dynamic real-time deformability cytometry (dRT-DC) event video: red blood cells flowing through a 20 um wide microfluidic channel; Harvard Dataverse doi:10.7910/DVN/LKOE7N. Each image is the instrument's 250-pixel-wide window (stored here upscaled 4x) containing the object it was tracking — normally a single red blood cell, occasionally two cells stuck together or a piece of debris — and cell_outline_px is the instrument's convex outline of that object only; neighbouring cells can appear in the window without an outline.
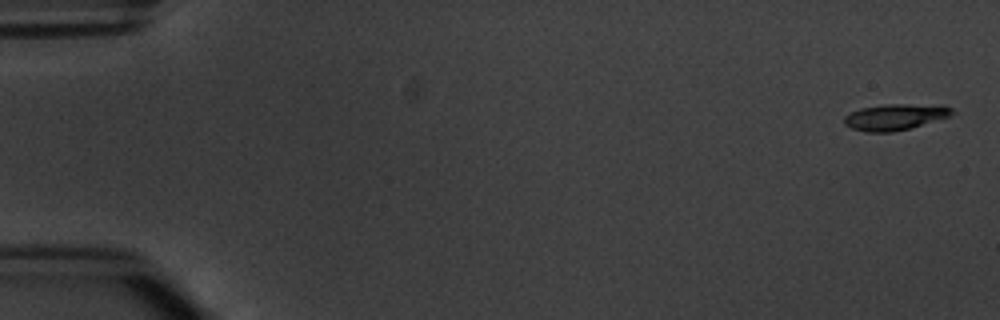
{"species": "common noctule bat (a hibernating species)", "species_latin": "Nyctalus noctula", "temperature_condition": "warm", "stored_images_in_passage": 6, "segment_of_instrument_passage": [1, 2], "camera_frame_rate_fps": 3000, "um_per_image_px": 0.085, "animal": {"sex": "male", "body_mass_g": 20.1, "forearm_length_mm": 53.5}, "frame": {"image": 1, "passage_image": 1, "time_ms": 0.0, "image_size_px": [1000, 320], "cell_outline_px": [[956, 112], [948, 116], [912, 128], [892, 132], [868, 132], [852, 128], [844, 124], [844, 116], [860, 108], [888, 104], [944, 104], [952, 108]], "centroid_in_image_um": [76.13, 9.93], "position_along_channel_um": 8.9, "area_um2": 16.53}}
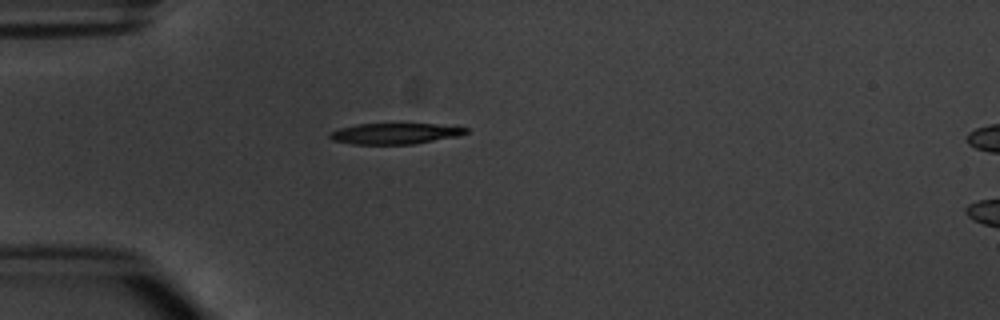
{"frame": {"image": 2, "passage_image": 5, "time_ms": 4.667, "image_size_px": [1000, 320], "cell_outline_px": [[468, 132], [460, 136], [412, 144], [352, 144], [332, 140], [328, 136], [328, 132], [340, 128], [356, 124], [436, 124], [468, 128]], "centroid_in_image_um": [33.55, 11.35], "position_along_channel_um": 51.5, "area_um2": 16.59}}